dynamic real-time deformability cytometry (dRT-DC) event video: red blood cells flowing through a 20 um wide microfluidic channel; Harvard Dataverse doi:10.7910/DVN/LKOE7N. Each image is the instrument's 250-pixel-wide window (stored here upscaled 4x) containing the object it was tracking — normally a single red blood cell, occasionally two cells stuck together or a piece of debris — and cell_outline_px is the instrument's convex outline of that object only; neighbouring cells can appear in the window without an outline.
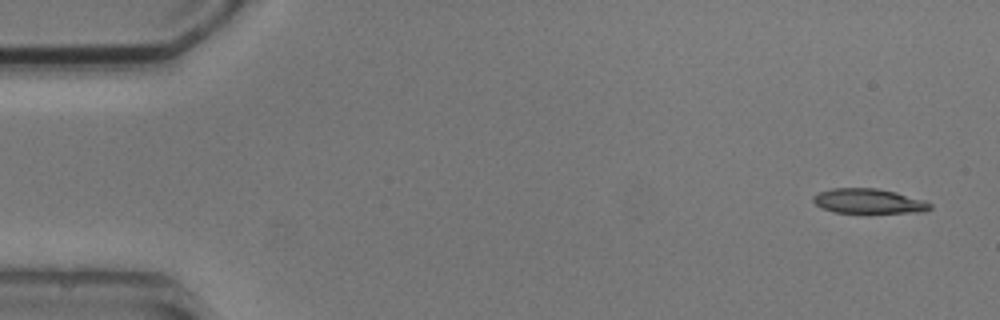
{"species": "common noctule bat (a hibernating species)", "species_latin": "Nyctalus noctula", "temperature_condition": "cold", "stored_images_in_passage": 7, "camera_frame_rate_fps": 3000, "um_per_image_px": 0.085, "animal": {"sex": "male", "body_mass_g": 20.5, "forearm_length_mm": 52.5}, "frame": {"image": 1, "passage_image": 1, "time_ms": 0.0, "image_size_px": [1000, 320], "cell_outline_px": [[932, 208], [924, 212], [868, 216], [832, 212], [816, 204], [812, 200], [812, 196], [820, 192], [832, 188], [876, 188], [896, 192], [924, 200], [932, 204]], "centroid_in_image_um": [73.88, 17.16], "position_along_channel_um": 11.1, "area_um2": 18.03}}
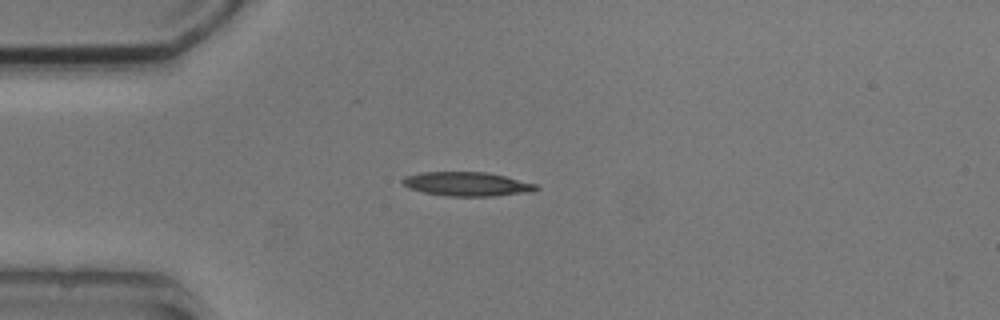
{"frame": {"image": 2, "passage_image": 4, "time_ms": 3.667, "image_size_px": [1000, 320], "cell_outline_px": [[540, 188], [532, 192], [492, 196], [448, 196], [424, 192], [412, 188], [404, 184], [400, 180], [404, 176], [420, 172], [488, 172], [536, 184]], "centroid_in_image_um": [39.71, 15.64], "position_along_channel_um": 45.3, "area_um2": 18.61}}